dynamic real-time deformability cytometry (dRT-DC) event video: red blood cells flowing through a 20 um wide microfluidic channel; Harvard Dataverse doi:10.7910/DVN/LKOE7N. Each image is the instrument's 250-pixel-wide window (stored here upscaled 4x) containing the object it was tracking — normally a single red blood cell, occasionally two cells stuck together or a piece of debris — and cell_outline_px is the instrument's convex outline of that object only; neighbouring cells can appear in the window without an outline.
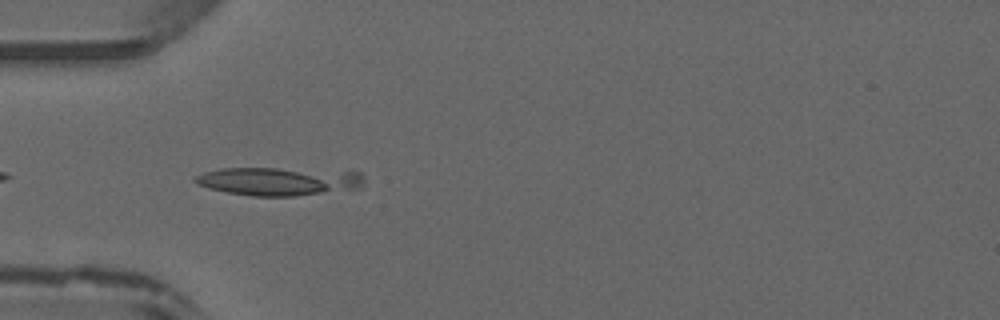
{"species": "common noctule bat (a hibernating species)", "species_latin": "Nyctalus noctula", "temperature_condition": "warm", "stored_images_in_passage": 18, "camera_frame_rate_fps": 3000, "um_per_image_px": 0.085, "animal": {"sex": "male", "forearm_length_mm": 52.5}, "frame": {"image": 1, "passage_image": 3, "time_ms": 0.667, "image_size_px": [1000, 320], "cell_outline_px": [[364, 184], [360, 188], [292, 196], [252, 196], [228, 192], [208, 188], [196, 184], [192, 180], [196, 176], [204, 172], [220, 168], [276, 168], [360, 172], [364, 176]], "centroid_in_image_um": [23.67, 15.4], "position_along_channel_um": 61.3, "area_um2": 27.8}}